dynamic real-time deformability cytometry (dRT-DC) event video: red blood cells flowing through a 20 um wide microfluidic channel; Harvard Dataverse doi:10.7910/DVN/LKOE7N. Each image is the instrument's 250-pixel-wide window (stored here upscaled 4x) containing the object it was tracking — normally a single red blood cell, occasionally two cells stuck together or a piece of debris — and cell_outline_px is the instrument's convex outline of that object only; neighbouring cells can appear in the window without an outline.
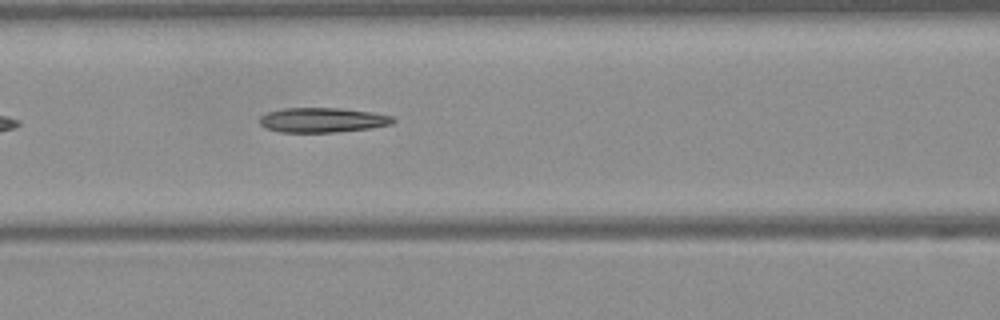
{"species": "Egyptian fruit bat (a non-hibernating species)", "species_latin": "Rousettus aegyptiacus", "temperature_condition": "warm", "stored_images_in_passage": 14, "camera_frame_rate_fps": 3000, "um_per_image_px": 0.085, "frame": {"image": 1, "passage_image": 8, "time_ms": 2.333, "image_size_px": [1000, 320], "cell_outline_px": [[396, 120], [392, 124], [368, 128], [336, 132], [280, 132], [264, 128], [260, 124], [260, 116], [268, 112], [284, 108], [340, 108], [372, 112], [392, 116]], "centroid_in_image_um": [27.39, 10.2], "position_along_channel_um": 139.2, "area_um2": 19.19}}
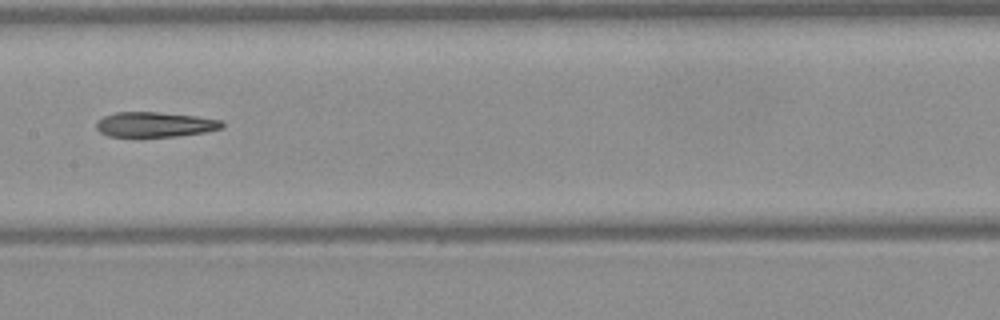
{"frame": {"image": 2, "passage_image": 12, "time_ms": 3.667, "image_size_px": [1000, 320], "cell_outline_px": [[224, 128], [204, 132], [176, 136], [108, 136], [100, 132], [96, 128], [96, 124], [104, 116], [116, 112], [156, 112], [196, 116], [220, 120], [224, 124]], "centroid_in_image_um": [13.18, 10.58], "position_along_channel_um": 194.2, "area_um2": 18.09}}